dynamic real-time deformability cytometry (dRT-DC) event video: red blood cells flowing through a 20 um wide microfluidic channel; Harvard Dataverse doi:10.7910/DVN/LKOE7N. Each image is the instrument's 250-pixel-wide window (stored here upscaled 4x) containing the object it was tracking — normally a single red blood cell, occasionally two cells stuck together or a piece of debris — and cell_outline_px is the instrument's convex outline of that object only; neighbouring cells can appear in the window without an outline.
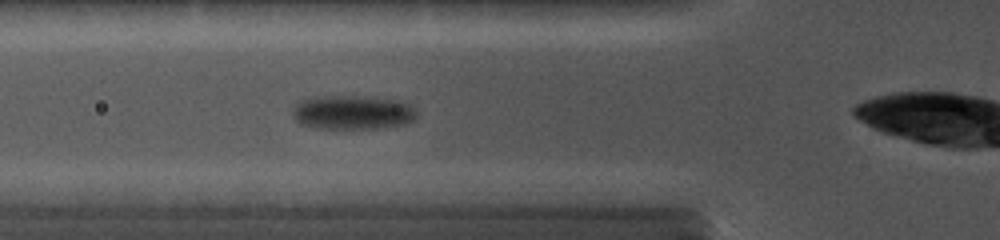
{"species": "common noctule bat (a hibernating species)", "species_latin": "Nyctalus noctula", "temperature_condition": "cold", "stored_images_in_passage": 30, "camera_frame_rate_fps": 5000, "um_per_image_px": 0.085, "animal": {"sex": "female", "body_mass_g": 19.0, "forearm_length_mm": 56.7}, "frame": {"image": 1, "passage_image": 5, "time_ms": 0.6, "image_size_px": [1000, 240], "cell_outline_px": [[416, 120], [400, 124], [380, 128], [316, 128], [300, 124], [292, 116], [292, 112], [296, 104], [300, 100], [316, 96], [364, 96], [400, 100], [416, 108]], "centroid_in_image_um": [29.96, 9.54], "position_along_channel_um": 95.8, "area_um2": 24.8}}
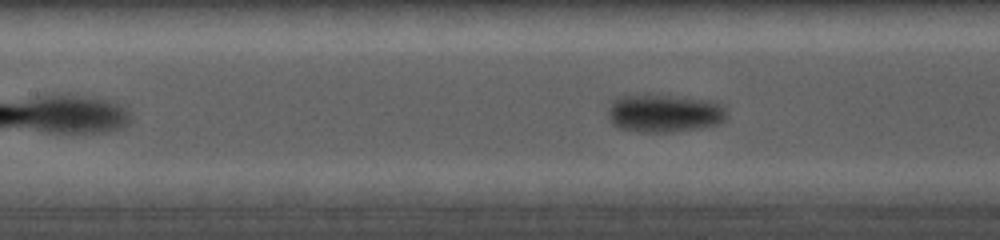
{"frame": {"image": 2, "passage_image": 14, "time_ms": 2.0, "image_size_px": [1000, 240], "cell_outline_px": [[728, 116], [720, 124], [696, 128], [668, 132], [640, 132], [620, 128], [612, 124], [608, 116], [608, 108], [612, 100], [616, 96], [652, 92], [720, 100], [728, 112]], "centroid_in_image_um": [56.5, 9.55], "position_along_channel_um": 150.9, "area_um2": 27.74}}